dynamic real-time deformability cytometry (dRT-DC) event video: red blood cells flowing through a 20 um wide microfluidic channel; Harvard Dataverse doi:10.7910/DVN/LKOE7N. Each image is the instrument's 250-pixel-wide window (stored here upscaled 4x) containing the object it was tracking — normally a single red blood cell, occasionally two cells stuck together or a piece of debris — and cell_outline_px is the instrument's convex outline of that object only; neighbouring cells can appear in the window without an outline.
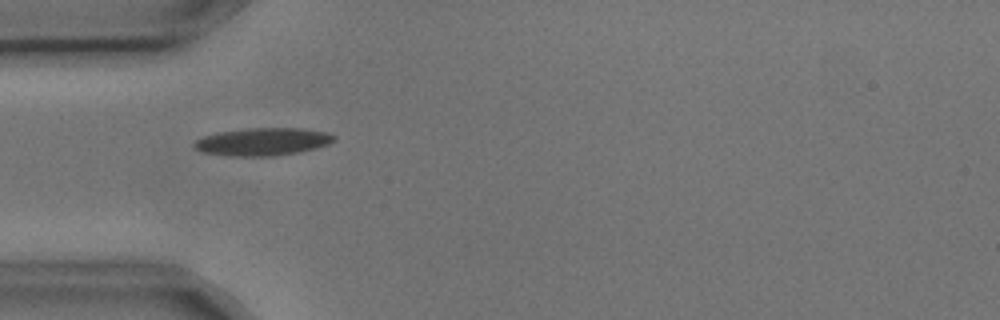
{"species": "common noctule bat (a hibernating species)", "species_latin": "Nyctalus noctula", "temperature_condition": "cold", "stored_images_in_passage": 6, "camera_frame_rate_fps": 3000, "um_per_image_px": 0.085, "animal": {"sex": "male", "body_mass_g": 17.9, "forearm_length_mm": 54.2}, "frame": {"image": 1, "passage_image": 2, "time_ms": 0.333, "image_size_px": [1000, 320], "cell_outline_px": [[336, 140], [328, 144], [316, 148], [300, 152], [276, 156], [228, 156], [204, 152], [196, 148], [192, 144], [196, 140], [204, 136], [216, 132], [248, 128], [300, 128], [328, 132], [336, 136]], "centroid_in_image_um": [22.36, 12.04], "position_along_channel_um": 62.6, "area_um2": 22.72}}
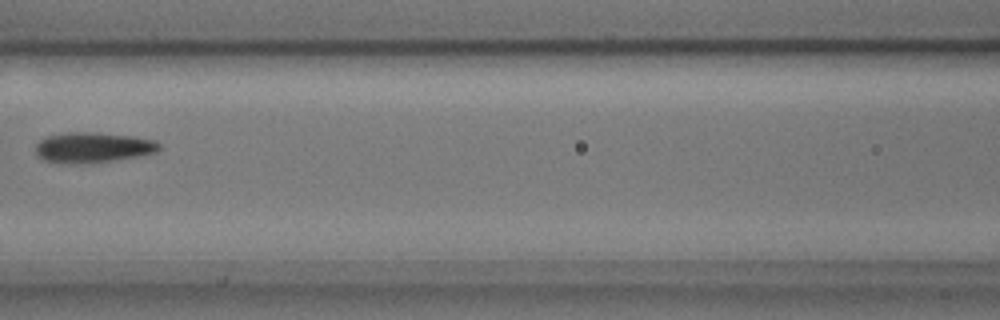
{"frame": {"image": 2, "passage_image": 4, "time_ms": 1.0, "image_size_px": [1000, 320], "cell_outline_px": [[160, 148], [156, 152], [140, 156], [112, 160], [72, 164], [44, 160], [36, 156], [36, 144], [40, 140], [48, 136], [68, 132], [96, 132], [132, 136], [156, 140], [160, 144]], "centroid_in_image_um": [7.9, 12.52], "position_along_channel_um": 158.7, "area_um2": 21.79}}
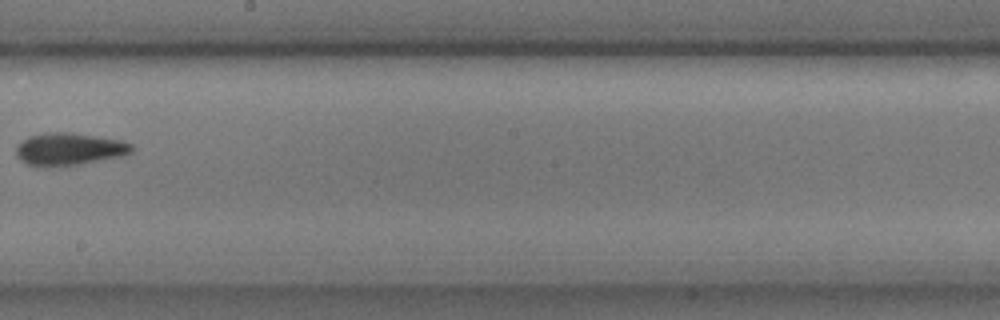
{"frame": {"image": 3, "passage_image": 6, "time_ms": 1.667, "image_size_px": [1000, 320], "cell_outline_px": [[132, 152], [120, 156], [76, 164], [40, 168], [28, 164], [20, 160], [16, 156], [16, 144], [28, 136], [44, 132], [72, 132], [120, 140], [132, 144]], "centroid_in_image_um": [5.79, 12.66], "position_along_channel_um": 242.4, "area_um2": 21.91}}